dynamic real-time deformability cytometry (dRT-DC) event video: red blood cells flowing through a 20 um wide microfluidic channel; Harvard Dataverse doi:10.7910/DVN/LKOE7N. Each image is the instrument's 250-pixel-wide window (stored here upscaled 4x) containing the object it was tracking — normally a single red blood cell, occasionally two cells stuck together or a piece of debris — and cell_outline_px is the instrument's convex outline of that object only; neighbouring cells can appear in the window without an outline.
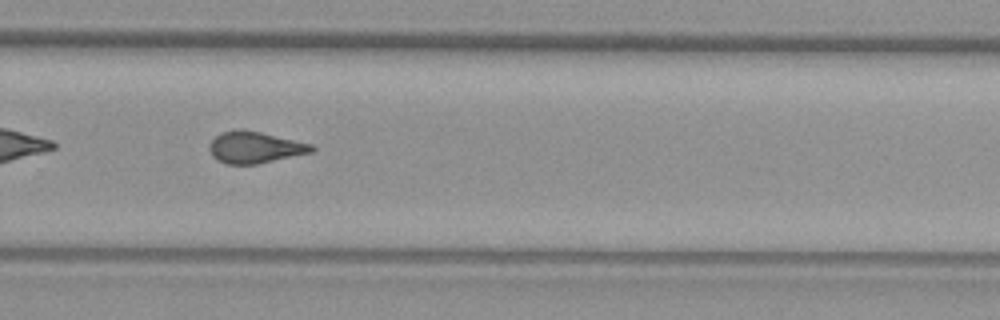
{"species": "common noctule bat (a hibernating species)", "species_latin": "Nyctalus noctula", "temperature_condition": "warm", "stored_images_in_passage": 42, "camera_frame_rate_fps": 3000, "um_per_image_px": 0.085, "animal": {"sex": "female", "body_mass_g": 29.2, "forearm_length_mm": 56.3}, "frame": {"image": 1, "passage_image": 24, "time_ms": 7.667, "image_size_px": [1000, 320], "cell_outline_px": [[316, 148], [312, 152], [256, 164], [224, 164], [216, 160], [212, 156], [208, 148], [208, 144], [220, 132], [236, 128], [244, 128], [312, 144]], "centroid_in_image_um": [21.61, 12.51], "position_along_channel_um": 308.2, "area_um2": 19.07}}
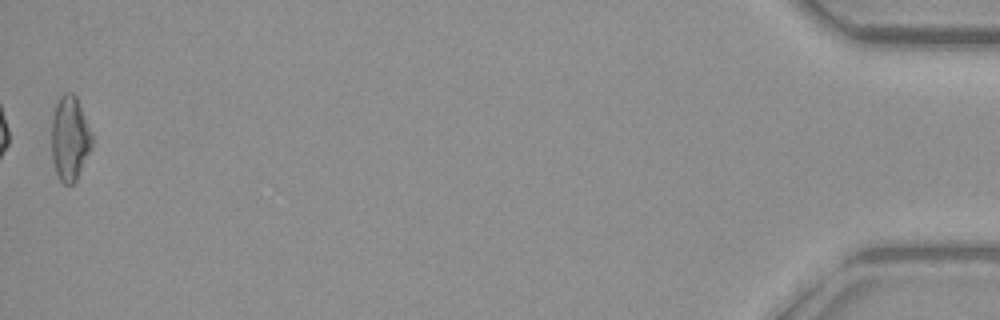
{"frame": {"image": 2, "passage_image": 42, "time_ms": 13.667, "image_size_px": [1000, 320], "cell_outline_px": [[92, 148], [76, 180], [72, 184], [64, 184], [60, 180], [56, 172], [52, 160], [52, 116], [56, 104], [60, 96], [64, 92], [72, 92], [76, 96], [92, 132]], "centroid_in_image_um": [5.94, 11.75], "position_along_channel_um": 429.3, "area_um2": 20.0}, "authors_computed_cell_mechanics": {"area_um2": 18.8428, "velocity_mm_per_s": 3.739, "shape_relaxation_time_tau1_ms": null, "shape_relaxation_time_tau2_ms": 1.5733, "deformation_change_tau1": null, "deformation_change_tau2": 0.1097}}